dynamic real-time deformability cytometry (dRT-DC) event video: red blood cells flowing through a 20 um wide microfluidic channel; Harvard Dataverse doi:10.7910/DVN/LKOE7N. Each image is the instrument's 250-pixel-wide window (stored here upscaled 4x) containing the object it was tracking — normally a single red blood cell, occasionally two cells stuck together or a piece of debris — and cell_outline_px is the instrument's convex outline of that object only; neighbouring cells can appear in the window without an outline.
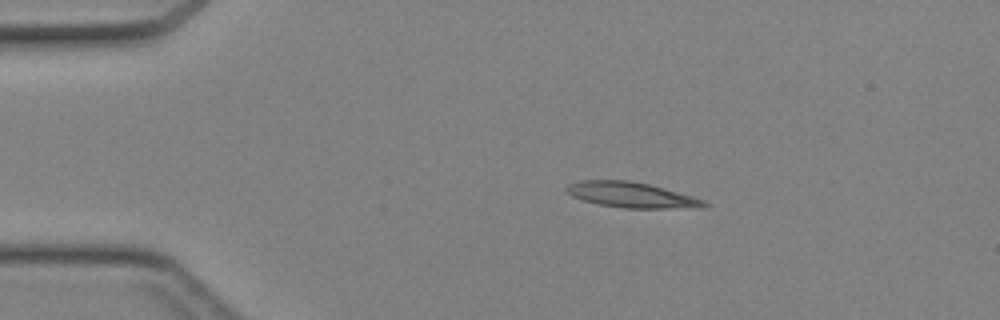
{"species": "Egyptian fruit bat (a non-hibernating species)", "species_latin": "Rousettus aegyptiacus", "temperature_condition": "cold", "stored_images_in_passage": 37, "camera_frame_rate_fps": 3000, "um_per_image_px": 0.085, "animal": {"sex": "female"}, "frame": {"image": 1, "passage_image": 1, "time_ms": 0.0, "image_size_px": [1000, 320], "cell_outline_px": [[712, 204], [704, 208], [624, 208], [600, 204], [584, 200], [572, 196], [564, 188], [568, 184], [580, 180], [632, 180], [664, 188], [692, 196], [704, 200]], "centroid_in_image_um": [53.72, 16.57], "position_along_channel_um": 31.3, "area_um2": 20.46}}
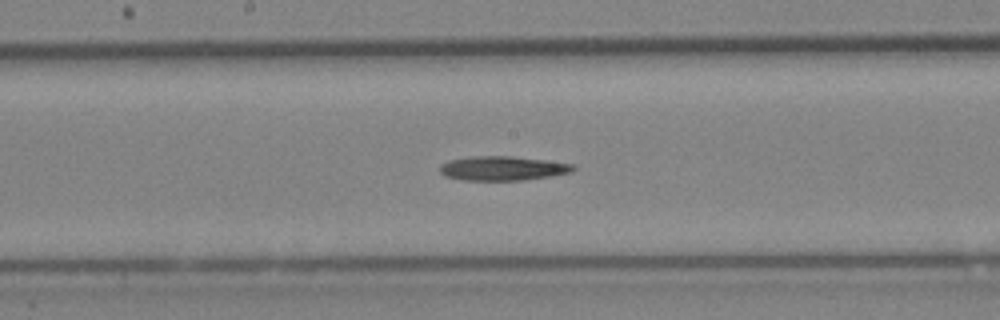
{"frame": {"image": 2, "passage_image": 16, "time_ms": 5.0, "image_size_px": [1000, 320], "cell_outline_px": [[576, 168], [572, 172], [524, 180], [464, 180], [444, 176], [440, 172], [440, 164], [448, 160], [476, 156], [512, 156], [576, 164]], "centroid_in_image_um": [42.72, 14.3], "position_along_channel_um": 205.5, "area_um2": 18.84}}
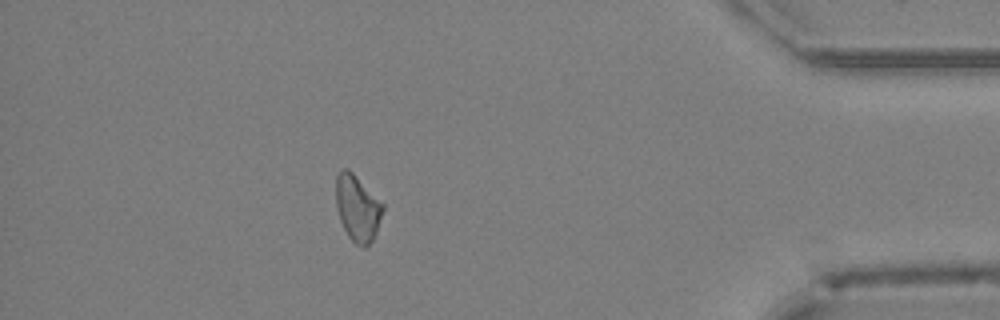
{"frame": {"image": 3, "passage_image": 32, "time_ms": 10.333, "image_size_px": [1000, 320], "cell_outline_px": [[384, 208], [376, 232], [372, 240], [364, 248], [356, 244], [348, 236], [340, 220], [336, 208], [336, 176], [340, 168], [348, 168], [384, 204]], "centroid_in_image_um": [30.37, 17.67], "position_along_channel_um": 404.8, "area_um2": 18.03}}